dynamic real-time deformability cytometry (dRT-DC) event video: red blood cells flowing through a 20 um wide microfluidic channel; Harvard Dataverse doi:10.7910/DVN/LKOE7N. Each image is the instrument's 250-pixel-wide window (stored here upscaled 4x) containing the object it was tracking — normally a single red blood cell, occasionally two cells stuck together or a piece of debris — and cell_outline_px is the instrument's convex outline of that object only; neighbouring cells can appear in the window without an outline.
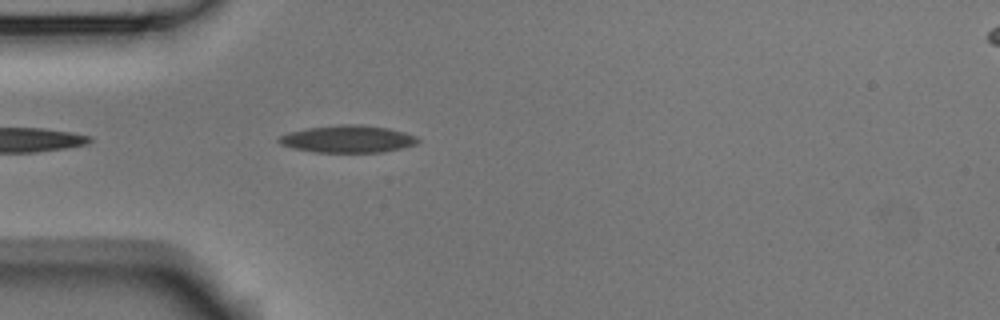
{"species": "Egyptian fruit bat (a non-hibernating species)", "species_latin": "Rousettus aegyptiacus", "temperature_condition": "room temperature", "stored_images_in_passage": 4, "camera_frame_rate_fps": 3000, "um_per_image_px": 0.085, "animal": {"sex": "male"}, "frame": {"image": 1, "passage_image": 4, "time_ms": 1.0, "image_size_px": [1000, 320], "cell_outline_px": [[420, 140], [416, 144], [384, 152], [316, 152], [292, 148], [280, 144], [276, 140], [280, 136], [288, 132], [308, 128], [340, 124], [360, 124], [388, 128], [404, 132], [416, 136]], "centroid_in_image_um": [29.54, 11.81], "position_along_channel_um": 55.5, "area_um2": 22.08}}